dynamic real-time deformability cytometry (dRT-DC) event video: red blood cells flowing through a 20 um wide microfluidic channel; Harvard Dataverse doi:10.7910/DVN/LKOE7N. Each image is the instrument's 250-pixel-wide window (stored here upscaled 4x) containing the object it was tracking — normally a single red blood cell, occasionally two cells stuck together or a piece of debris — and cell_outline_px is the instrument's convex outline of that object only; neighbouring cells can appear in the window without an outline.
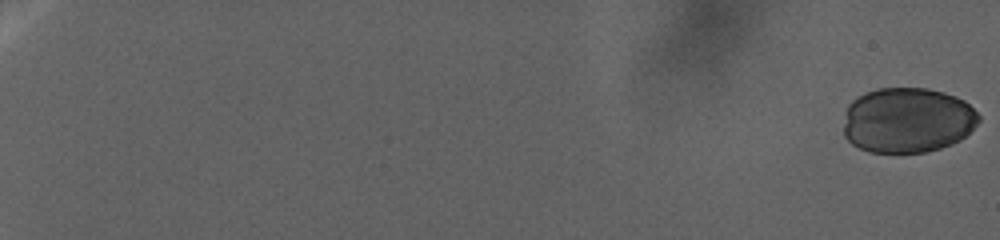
{"species": "human", "species_latin": "Homo sapiens", "temperature_condition": "warm", "stored_images_in_passage": 145, "camera_frame_rate_fps": 3000, "um_per_image_px": 0.085, "donor": {"sex": "female"}, "frame": {"image": 1, "passage_image": 1, "time_ms": 0.0, "image_size_px": [1000, 240], "cell_outline_px": [[980, 120], [960, 140], [952, 144], [940, 148], [924, 152], [868, 152], [852, 144], [844, 136], [844, 124], [848, 104], [856, 96], [876, 88], [928, 88], [944, 92], [956, 96], [964, 100], [980, 116]], "centroid_in_image_um": [77.12, 10.2], "position_along_channel_um": 7.9, "area_um2": 51.56}}
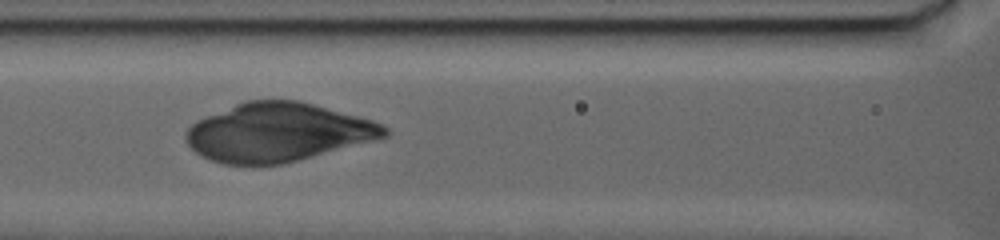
{"frame": {"image": 2, "passage_image": 81, "time_ms": 33.0, "image_size_px": [1000, 240], "cell_outline_px": [[392, 132], [388, 136], [312, 156], [280, 164], [224, 164], [200, 156], [188, 144], [184, 136], [184, 132], [196, 120], [244, 100], [300, 100], [372, 120], [384, 124]], "centroid_in_image_um": [23.59, 11.23], "position_along_channel_um": 143.0, "area_um2": 67.45}}
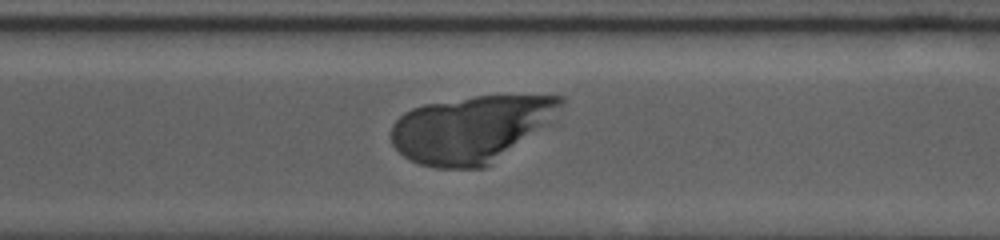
{"frame": {"image": 3, "passage_image": 121, "time_ms": 48.0, "image_size_px": [1000, 240], "cell_outline_px": [[564, 104], [544, 124], [484, 168], [436, 168], [420, 164], [404, 156], [392, 144], [392, 124], [404, 112], [412, 108], [424, 104], [476, 96], [564, 96]], "centroid_in_image_um": [39.95, 10.95], "position_along_channel_um": 330.7, "area_um2": 64.33}}